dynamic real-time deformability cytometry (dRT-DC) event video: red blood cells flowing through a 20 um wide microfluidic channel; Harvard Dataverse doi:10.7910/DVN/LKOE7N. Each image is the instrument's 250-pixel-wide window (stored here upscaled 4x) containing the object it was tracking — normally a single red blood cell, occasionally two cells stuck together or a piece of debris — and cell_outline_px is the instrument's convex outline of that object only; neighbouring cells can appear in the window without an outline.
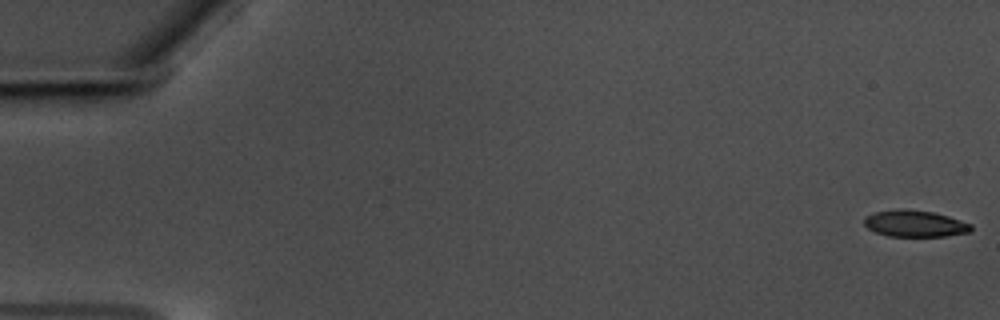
{"species": "common noctule bat (a hibernating species)", "species_latin": "Nyctalus noctula", "temperature_condition": "warm", "stored_images_in_passage": 59, "camera_frame_rate_fps": 3000, "um_per_image_px": 0.085, "animal": {"sex": "male", "body_mass_g": 17.5, "forearm_length_mm": 52.3}, "frame": {"image": 1, "passage_image": 1, "time_ms": 0.0, "image_size_px": [1000, 320], "cell_outline_px": [[972, 228], [968, 232], [944, 236], [888, 236], [876, 232], [868, 228], [864, 224], [864, 216], [876, 212], [896, 208], [904, 208], [932, 212], [948, 216], [972, 224]], "centroid_in_image_um": [77.73, 18.99], "position_along_channel_um": 7.3, "area_um2": 16.53}}
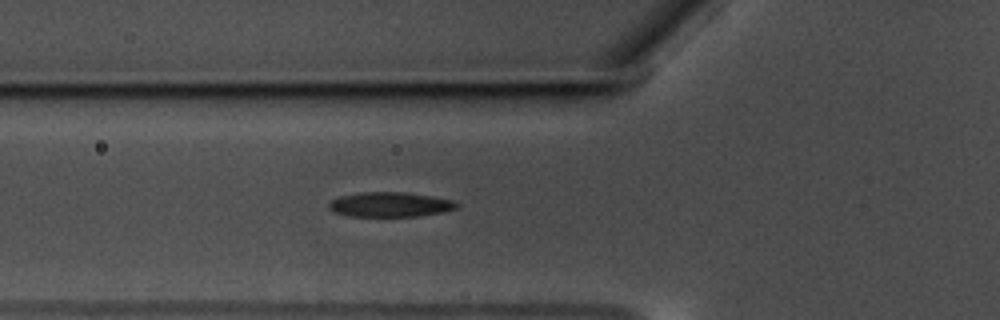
{"frame": {"image": 2, "passage_image": 22, "time_ms": 7.0, "image_size_px": [1000, 320], "cell_outline_px": [[460, 204], [456, 208], [444, 212], [416, 216], [348, 216], [336, 212], [328, 208], [328, 204], [332, 200], [340, 196], [360, 192], [404, 192], [432, 196], [452, 200]], "centroid_in_image_um": [33.16, 17.38], "position_along_channel_um": 92.6, "area_um2": 18.38}}
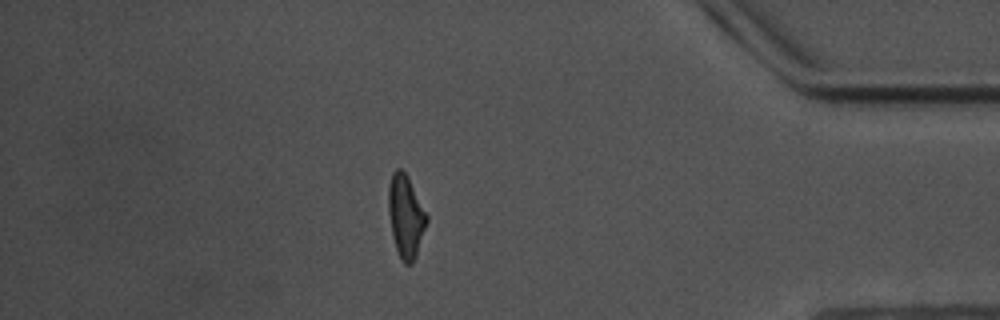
{"frame": {"image": 3, "passage_image": 51, "time_ms": 16.667, "image_size_px": [1000, 320], "cell_outline_px": [[428, 220], [416, 256], [412, 264], [404, 264], [396, 248], [392, 236], [388, 212], [388, 188], [392, 172], [396, 168], [400, 168], [408, 176], [428, 216]], "centroid_in_image_um": [34.48, 18.37], "position_along_channel_um": 400.7, "area_um2": 18.44}, "authors_computed_cell_mechanics": {"area_um2": 18.0336, "velocity_mm_per_s": 3.5462, "shape_relaxation_time_tau1_ms": 3.9897, "shape_relaxation_time_tau2_ms": 3.8141, "deformation_change_tau1": 0.1441, "deformation_change_tau2": 0.1215}}